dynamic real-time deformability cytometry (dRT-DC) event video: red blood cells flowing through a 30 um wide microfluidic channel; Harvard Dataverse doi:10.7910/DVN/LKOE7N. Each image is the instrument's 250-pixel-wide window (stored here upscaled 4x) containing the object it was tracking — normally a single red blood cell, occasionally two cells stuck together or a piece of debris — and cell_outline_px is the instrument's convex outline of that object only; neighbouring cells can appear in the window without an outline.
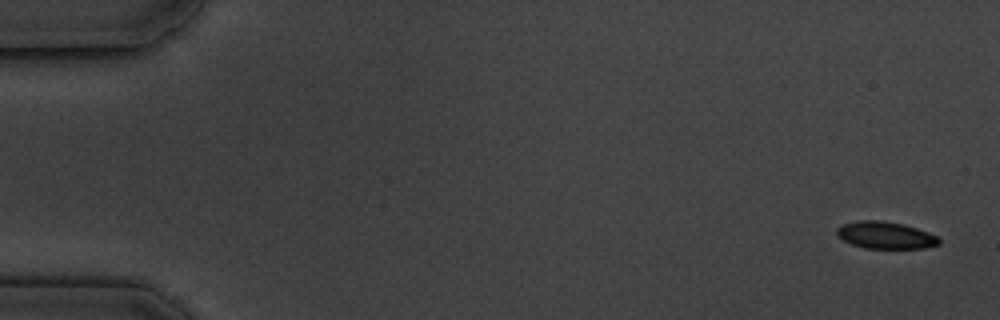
{"species": "common noctule bat (a hibernating species)", "species_latin": "Nyctalus noctula", "temperature_condition": "cold", "stored_images_in_passage": 5, "camera_frame_rate_fps": 3000, "um_per_image_px": 0.085, "animal": {"sex": "male", "body_mass_g": 19.5, "forearm_length_mm": 54.6}, "frame": {"image": 1, "passage_image": 1, "time_ms": 0.0, "image_size_px": [1000, 320], "cell_outline_px": [[940, 244], [924, 248], [864, 248], [852, 244], [836, 236], [836, 228], [844, 224], [856, 220], [880, 220], [904, 224], [928, 232], [936, 236], [940, 240]], "centroid_in_image_um": [75.24, 19.98], "position_along_channel_um": 9.8, "area_um2": 16.13}}
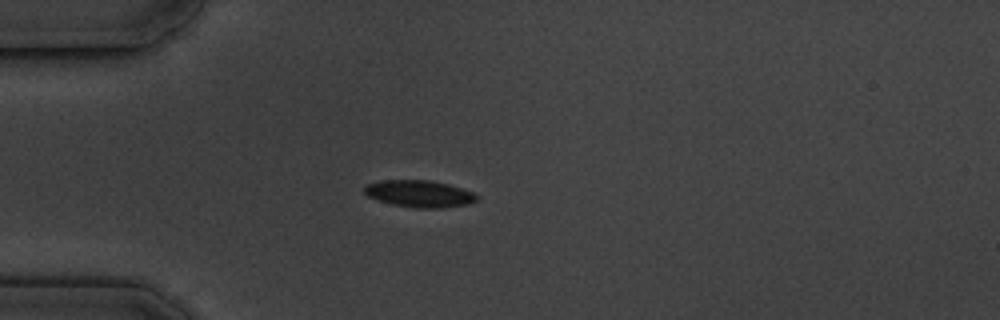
{"frame": {"image": 2, "passage_image": 5, "time_ms": 4.667, "image_size_px": [1000, 320], "cell_outline_px": [[480, 196], [476, 200], [468, 204], [440, 208], [416, 208], [392, 204], [368, 196], [364, 192], [364, 188], [368, 184], [380, 180], [428, 180], [448, 184], [472, 192]], "centroid_in_image_um": [35.66, 16.46], "position_along_channel_um": 49.3, "area_um2": 17.46}}